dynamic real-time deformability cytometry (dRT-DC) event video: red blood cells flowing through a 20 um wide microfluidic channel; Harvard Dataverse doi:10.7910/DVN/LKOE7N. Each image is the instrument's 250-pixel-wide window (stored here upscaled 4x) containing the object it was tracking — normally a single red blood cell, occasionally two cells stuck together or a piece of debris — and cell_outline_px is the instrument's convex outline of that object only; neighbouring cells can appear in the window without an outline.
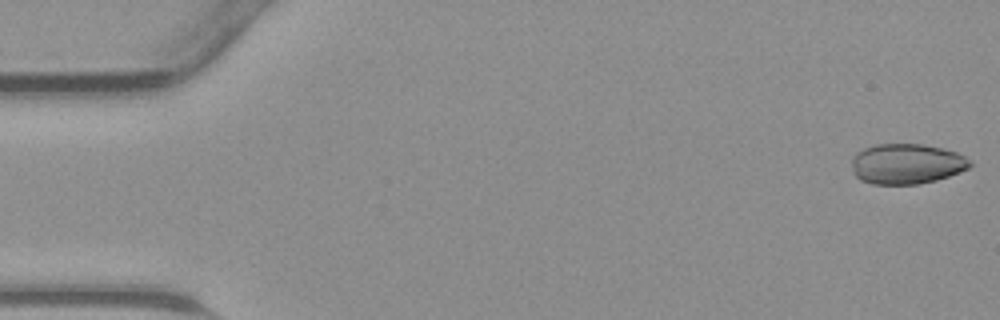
{"species": "common noctule bat (a hibernating species)", "species_latin": "Nyctalus noctula", "temperature_condition": "warm", "stored_images_in_passage": 45, "camera_frame_rate_fps": 3000, "um_per_image_px": 0.085, "animal": {"sex": "male", "body_mass_g": 23.1, "forearm_length_mm": 52.7}, "frame": {"image": 1, "passage_image": 1, "time_ms": 0.0, "image_size_px": [1000, 320], "cell_outline_px": [[972, 164], [968, 168], [960, 172], [936, 180], [916, 184], [872, 184], [860, 180], [856, 176], [852, 164], [852, 156], [856, 152], [864, 148], [876, 144], [920, 144], [940, 148], [956, 152], [964, 156]], "centroid_in_image_um": [77.03, 13.93], "position_along_channel_um": 8.0, "area_um2": 27.63}}
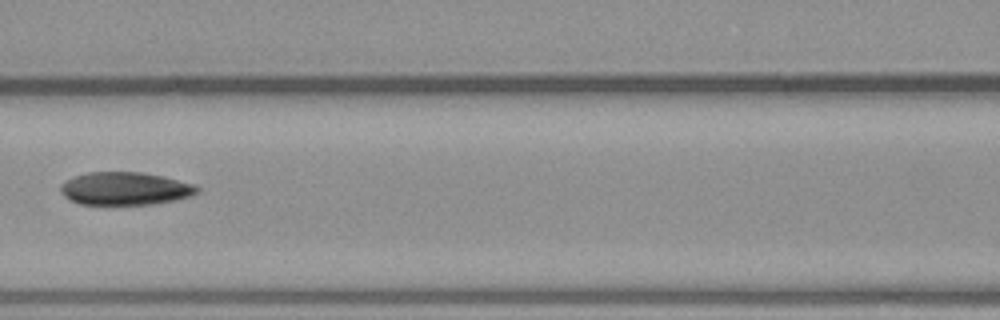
{"frame": {"image": 2, "passage_image": 20, "time_ms": 6.333, "image_size_px": [1000, 320], "cell_outline_px": [[200, 192], [176, 200], [152, 204], [80, 204], [64, 196], [60, 192], [60, 184], [76, 176], [88, 172], [140, 172], [164, 176], [196, 184], [200, 188]], "centroid_in_image_um": [10.68, 16.02], "position_along_channel_um": 155.9, "area_um2": 26.18}}
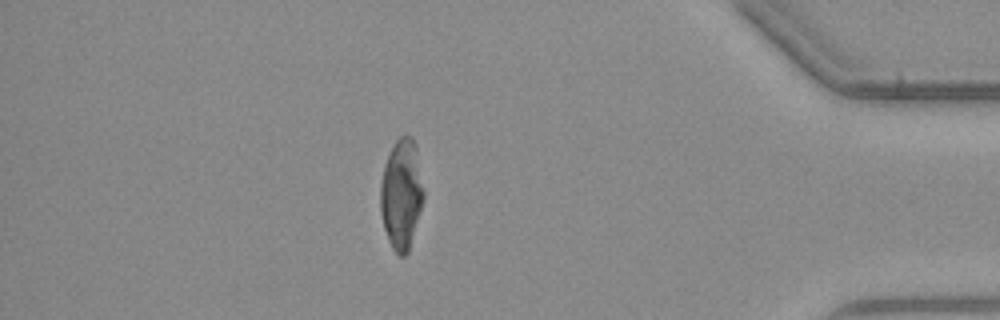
{"frame": {"image": 3, "passage_image": 39, "time_ms": 12.667, "image_size_px": [1000, 320], "cell_outline_px": [[424, 200], [408, 252], [404, 256], [400, 256], [392, 248], [388, 240], [384, 228], [380, 212], [380, 184], [384, 164], [396, 140], [400, 136], [412, 136], [416, 144], [424, 192]], "centroid_in_image_um": [34.12, 16.5], "position_along_channel_um": 401.1, "area_um2": 27.86}}